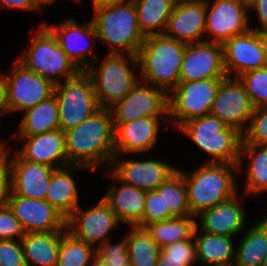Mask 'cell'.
Here are the masks:
<instances>
[{"instance_id": "obj_1", "label": "cell", "mask_w": 267, "mask_h": 266, "mask_svg": "<svg viewBox=\"0 0 267 266\" xmlns=\"http://www.w3.org/2000/svg\"><path fill=\"white\" fill-rule=\"evenodd\" d=\"M114 129L110 109L100 108L80 125L65 131L68 164L108 170L115 156Z\"/></svg>"}, {"instance_id": "obj_2", "label": "cell", "mask_w": 267, "mask_h": 266, "mask_svg": "<svg viewBox=\"0 0 267 266\" xmlns=\"http://www.w3.org/2000/svg\"><path fill=\"white\" fill-rule=\"evenodd\" d=\"M177 171L185 181L192 216H198L202 211L238 194L235 179L238 164L206 162L191 173L178 168Z\"/></svg>"}, {"instance_id": "obj_3", "label": "cell", "mask_w": 267, "mask_h": 266, "mask_svg": "<svg viewBox=\"0 0 267 266\" xmlns=\"http://www.w3.org/2000/svg\"><path fill=\"white\" fill-rule=\"evenodd\" d=\"M186 46L164 34L146 36L137 54L140 80L170 94L179 83Z\"/></svg>"}, {"instance_id": "obj_4", "label": "cell", "mask_w": 267, "mask_h": 266, "mask_svg": "<svg viewBox=\"0 0 267 266\" xmlns=\"http://www.w3.org/2000/svg\"><path fill=\"white\" fill-rule=\"evenodd\" d=\"M97 38L111 45L109 53L137 55L145 37L139 30L133 0L93 11Z\"/></svg>"}, {"instance_id": "obj_5", "label": "cell", "mask_w": 267, "mask_h": 266, "mask_svg": "<svg viewBox=\"0 0 267 266\" xmlns=\"http://www.w3.org/2000/svg\"><path fill=\"white\" fill-rule=\"evenodd\" d=\"M202 151L208 162L238 164L242 134L211 113L183 123L179 128Z\"/></svg>"}, {"instance_id": "obj_6", "label": "cell", "mask_w": 267, "mask_h": 266, "mask_svg": "<svg viewBox=\"0 0 267 266\" xmlns=\"http://www.w3.org/2000/svg\"><path fill=\"white\" fill-rule=\"evenodd\" d=\"M97 63L96 60L85 72L92 79L100 108H111L140 80L135 74V68H139L137 55L108 53L96 67Z\"/></svg>"}, {"instance_id": "obj_7", "label": "cell", "mask_w": 267, "mask_h": 266, "mask_svg": "<svg viewBox=\"0 0 267 266\" xmlns=\"http://www.w3.org/2000/svg\"><path fill=\"white\" fill-rule=\"evenodd\" d=\"M26 50L17 60L28 70L39 74L54 86L62 82L58 80V76L67 80L80 72L59 46L57 38L44 24H40Z\"/></svg>"}, {"instance_id": "obj_8", "label": "cell", "mask_w": 267, "mask_h": 266, "mask_svg": "<svg viewBox=\"0 0 267 266\" xmlns=\"http://www.w3.org/2000/svg\"><path fill=\"white\" fill-rule=\"evenodd\" d=\"M60 129L65 132L80 125L100 109L93 82L85 71L55 85Z\"/></svg>"}, {"instance_id": "obj_9", "label": "cell", "mask_w": 267, "mask_h": 266, "mask_svg": "<svg viewBox=\"0 0 267 266\" xmlns=\"http://www.w3.org/2000/svg\"><path fill=\"white\" fill-rule=\"evenodd\" d=\"M222 79L179 82L168 94V117L179 128L183 123L210 113Z\"/></svg>"}, {"instance_id": "obj_10", "label": "cell", "mask_w": 267, "mask_h": 266, "mask_svg": "<svg viewBox=\"0 0 267 266\" xmlns=\"http://www.w3.org/2000/svg\"><path fill=\"white\" fill-rule=\"evenodd\" d=\"M15 67L3 73L6 81L8 112L27 111L54 94V85L31 72L18 60Z\"/></svg>"}, {"instance_id": "obj_11", "label": "cell", "mask_w": 267, "mask_h": 266, "mask_svg": "<svg viewBox=\"0 0 267 266\" xmlns=\"http://www.w3.org/2000/svg\"><path fill=\"white\" fill-rule=\"evenodd\" d=\"M139 80L131 91L110 109L113 123H126L142 117L168 116V94L152 84Z\"/></svg>"}, {"instance_id": "obj_12", "label": "cell", "mask_w": 267, "mask_h": 266, "mask_svg": "<svg viewBox=\"0 0 267 266\" xmlns=\"http://www.w3.org/2000/svg\"><path fill=\"white\" fill-rule=\"evenodd\" d=\"M232 78L226 76L221 80L210 113L243 134L254 106L239 77Z\"/></svg>"}, {"instance_id": "obj_13", "label": "cell", "mask_w": 267, "mask_h": 266, "mask_svg": "<svg viewBox=\"0 0 267 266\" xmlns=\"http://www.w3.org/2000/svg\"><path fill=\"white\" fill-rule=\"evenodd\" d=\"M248 13L249 8L237 0H214L211 4L206 0L205 41L222 44L233 36L248 32L251 28Z\"/></svg>"}, {"instance_id": "obj_14", "label": "cell", "mask_w": 267, "mask_h": 266, "mask_svg": "<svg viewBox=\"0 0 267 266\" xmlns=\"http://www.w3.org/2000/svg\"><path fill=\"white\" fill-rule=\"evenodd\" d=\"M119 223L110 205L102 198L88 210H82L78 206L67 219V230L77 239L98 247L110 239L107 234Z\"/></svg>"}, {"instance_id": "obj_15", "label": "cell", "mask_w": 267, "mask_h": 266, "mask_svg": "<svg viewBox=\"0 0 267 266\" xmlns=\"http://www.w3.org/2000/svg\"><path fill=\"white\" fill-rule=\"evenodd\" d=\"M221 43L204 41L187 44L181 66L179 82L226 77Z\"/></svg>"}, {"instance_id": "obj_16", "label": "cell", "mask_w": 267, "mask_h": 266, "mask_svg": "<svg viewBox=\"0 0 267 266\" xmlns=\"http://www.w3.org/2000/svg\"><path fill=\"white\" fill-rule=\"evenodd\" d=\"M109 170L123 183L148 192L157 189L177 168L164 160H131L115 155Z\"/></svg>"}, {"instance_id": "obj_17", "label": "cell", "mask_w": 267, "mask_h": 266, "mask_svg": "<svg viewBox=\"0 0 267 266\" xmlns=\"http://www.w3.org/2000/svg\"><path fill=\"white\" fill-rule=\"evenodd\" d=\"M7 204L27 233L67 229V219L46 200L9 195Z\"/></svg>"}, {"instance_id": "obj_18", "label": "cell", "mask_w": 267, "mask_h": 266, "mask_svg": "<svg viewBox=\"0 0 267 266\" xmlns=\"http://www.w3.org/2000/svg\"><path fill=\"white\" fill-rule=\"evenodd\" d=\"M227 76L240 75L267 66V60L255 30L233 36L222 43Z\"/></svg>"}, {"instance_id": "obj_19", "label": "cell", "mask_w": 267, "mask_h": 266, "mask_svg": "<svg viewBox=\"0 0 267 266\" xmlns=\"http://www.w3.org/2000/svg\"><path fill=\"white\" fill-rule=\"evenodd\" d=\"M44 25L57 38L59 46L79 71H86L96 61L90 57L92 45H85L89 38L95 41L98 39L92 21L79 25L75 19L70 18L58 25Z\"/></svg>"}, {"instance_id": "obj_20", "label": "cell", "mask_w": 267, "mask_h": 266, "mask_svg": "<svg viewBox=\"0 0 267 266\" xmlns=\"http://www.w3.org/2000/svg\"><path fill=\"white\" fill-rule=\"evenodd\" d=\"M206 0H177L164 35L185 44L205 41Z\"/></svg>"}, {"instance_id": "obj_21", "label": "cell", "mask_w": 267, "mask_h": 266, "mask_svg": "<svg viewBox=\"0 0 267 266\" xmlns=\"http://www.w3.org/2000/svg\"><path fill=\"white\" fill-rule=\"evenodd\" d=\"M10 161V194L45 200L55 168L24 160L17 152Z\"/></svg>"}, {"instance_id": "obj_22", "label": "cell", "mask_w": 267, "mask_h": 266, "mask_svg": "<svg viewBox=\"0 0 267 266\" xmlns=\"http://www.w3.org/2000/svg\"><path fill=\"white\" fill-rule=\"evenodd\" d=\"M161 117H142L126 123H114L115 155L139 154L154 148Z\"/></svg>"}, {"instance_id": "obj_23", "label": "cell", "mask_w": 267, "mask_h": 266, "mask_svg": "<svg viewBox=\"0 0 267 266\" xmlns=\"http://www.w3.org/2000/svg\"><path fill=\"white\" fill-rule=\"evenodd\" d=\"M26 142L17 153L29 162L43 164L51 168L68 166L65 150V134L61 129L33 136H17Z\"/></svg>"}, {"instance_id": "obj_24", "label": "cell", "mask_w": 267, "mask_h": 266, "mask_svg": "<svg viewBox=\"0 0 267 266\" xmlns=\"http://www.w3.org/2000/svg\"><path fill=\"white\" fill-rule=\"evenodd\" d=\"M238 198L237 194L213 208L202 211L199 214L200 224L196 221V226L208 234L234 238L241 233L246 222L245 211Z\"/></svg>"}, {"instance_id": "obj_25", "label": "cell", "mask_w": 267, "mask_h": 266, "mask_svg": "<svg viewBox=\"0 0 267 266\" xmlns=\"http://www.w3.org/2000/svg\"><path fill=\"white\" fill-rule=\"evenodd\" d=\"M107 172L116 182H121V186H112L103 199L110 205L120 223L137 226L143 219L146 191L123 183L109 169Z\"/></svg>"}, {"instance_id": "obj_26", "label": "cell", "mask_w": 267, "mask_h": 266, "mask_svg": "<svg viewBox=\"0 0 267 266\" xmlns=\"http://www.w3.org/2000/svg\"><path fill=\"white\" fill-rule=\"evenodd\" d=\"M88 169L79 165H68L54 169L45 200L68 219L79 206L78 190L72 173L78 169ZM77 169V170H76ZM72 172V173H71Z\"/></svg>"}, {"instance_id": "obj_27", "label": "cell", "mask_w": 267, "mask_h": 266, "mask_svg": "<svg viewBox=\"0 0 267 266\" xmlns=\"http://www.w3.org/2000/svg\"><path fill=\"white\" fill-rule=\"evenodd\" d=\"M196 226L193 238L196 243V260L206 266H233L235 251L233 238L212 235L201 231Z\"/></svg>"}, {"instance_id": "obj_28", "label": "cell", "mask_w": 267, "mask_h": 266, "mask_svg": "<svg viewBox=\"0 0 267 266\" xmlns=\"http://www.w3.org/2000/svg\"><path fill=\"white\" fill-rule=\"evenodd\" d=\"M61 231L27 233L21 240L27 266H57Z\"/></svg>"}, {"instance_id": "obj_29", "label": "cell", "mask_w": 267, "mask_h": 266, "mask_svg": "<svg viewBox=\"0 0 267 266\" xmlns=\"http://www.w3.org/2000/svg\"><path fill=\"white\" fill-rule=\"evenodd\" d=\"M246 155L249 160L244 185V195L250 196L267 191V146L241 143L238 170L242 171V159Z\"/></svg>"}, {"instance_id": "obj_30", "label": "cell", "mask_w": 267, "mask_h": 266, "mask_svg": "<svg viewBox=\"0 0 267 266\" xmlns=\"http://www.w3.org/2000/svg\"><path fill=\"white\" fill-rule=\"evenodd\" d=\"M60 129L59 107L55 95L24 112L16 136H33Z\"/></svg>"}, {"instance_id": "obj_31", "label": "cell", "mask_w": 267, "mask_h": 266, "mask_svg": "<svg viewBox=\"0 0 267 266\" xmlns=\"http://www.w3.org/2000/svg\"><path fill=\"white\" fill-rule=\"evenodd\" d=\"M144 37L163 34L177 0H133Z\"/></svg>"}, {"instance_id": "obj_32", "label": "cell", "mask_w": 267, "mask_h": 266, "mask_svg": "<svg viewBox=\"0 0 267 266\" xmlns=\"http://www.w3.org/2000/svg\"><path fill=\"white\" fill-rule=\"evenodd\" d=\"M235 250L233 266H262L267 255V216L247 230Z\"/></svg>"}, {"instance_id": "obj_33", "label": "cell", "mask_w": 267, "mask_h": 266, "mask_svg": "<svg viewBox=\"0 0 267 266\" xmlns=\"http://www.w3.org/2000/svg\"><path fill=\"white\" fill-rule=\"evenodd\" d=\"M194 216L174 217L155 222L145 227L154 242L160 247L189 239L196 227Z\"/></svg>"}, {"instance_id": "obj_34", "label": "cell", "mask_w": 267, "mask_h": 266, "mask_svg": "<svg viewBox=\"0 0 267 266\" xmlns=\"http://www.w3.org/2000/svg\"><path fill=\"white\" fill-rule=\"evenodd\" d=\"M126 236L130 266H156L160 247L145 228L131 226Z\"/></svg>"}, {"instance_id": "obj_35", "label": "cell", "mask_w": 267, "mask_h": 266, "mask_svg": "<svg viewBox=\"0 0 267 266\" xmlns=\"http://www.w3.org/2000/svg\"><path fill=\"white\" fill-rule=\"evenodd\" d=\"M155 191L162 196L164 212L174 217L192 216L188 206L187 188L183 176L176 171Z\"/></svg>"}, {"instance_id": "obj_36", "label": "cell", "mask_w": 267, "mask_h": 266, "mask_svg": "<svg viewBox=\"0 0 267 266\" xmlns=\"http://www.w3.org/2000/svg\"><path fill=\"white\" fill-rule=\"evenodd\" d=\"M95 258V247L77 239L67 229L61 231L57 266H90Z\"/></svg>"}, {"instance_id": "obj_37", "label": "cell", "mask_w": 267, "mask_h": 266, "mask_svg": "<svg viewBox=\"0 0 267 266\" xmlns=\"http://www.w3.org/2000/svg\"><path fill=\"white\" fill-rule=\"evenodd\" d=\"M196 243L193 235L160 249L156 266H192L196 262Z\"/></svg>"}, {"instance_id": "obj_38", "label": "cell", "mask_w": 267, "mask_h": 266, "mask_svg": "<svg viewBox=\"0 0 267 266\" xmlns=\"http://www.w3.org/2000/svg\"><path fill=\"white\" fill-rule=\"evenodd\" d=\"M254 108L267 106V66L239 76Z\"/></svg>"}, {"instance_id": "obj_39", "label": "cell", "mask_w": 267, "mask_h": 266, "mask_svg": "<svg viewBox=\"0 0 267 266\" xmlns=\"http://www.w3.org/2000/svg\"><path fill=\"white\" fill-rule=\"evenodd\" d=\"M96 258L106 266H130L126 236L119 243L112 244L108 239L95 248Z\"/></svg>"}, {"instance_id": "obj_40", "label": "cell", "mask_w": 267, "mask_h": 266, "mask_svg": "<svg viewBox=\"0 0 267 266\" xmlns=\"http://www.w3.org/2000/svg\"><path fill=\"white\" fill-rule=\"evenodd\" d=\"M241 143L267 146V106L254 108Z\"/></svg>"}, {"instance_id": "obj_41", "label": "cell", "mask_w": 267, "mask_h": 266, "mask_svg": "<svg viewBox=\"0 0 267 266\" xmlns=\"http://www.w3.org/2000/svg\"><path fill=\"white\" fill-rule=\"evenodd\" d=\"M173 218L169 212H164L162 196L155 190L146 192L145 209L142 221L137 225L145 228L147 225Z\"/></svg>"}, {"instance_id": "obj_42", "label": "cell", "mask_w": 267, "mask_h": 266, "mask_svg": "<svg viewBox=\"0 0 267 266\" xmlns=\"http://www.w3.org/2000/svg\"><path fill=\"white\" fill-rule=\"evenodd\" d=\"M27 232L18 219L14 216L13 211L5 204L0 206V240H18L21 241ZM16 238V239H15Z\"/></svg>"}, {"instance_id": "obj_43", "label": "cell", "mask_w": 267, "mask_h": 266, "mask_svg": "<svg viewBox=\"0 0 267 266\" xmlns=\"http://www.w3.org/2000/svg\"><path fill=\"white\" fill-rule=\"evenodd\" d=\"M0 266H27L21 241L0 240Z\"/></svg>"}, {"instance_id": "obj_44", "label": "cell", "mask_w": 267, "mask_h": 266, "mask_svg": "<svg viewBox=\"0 0 267 266\" xmlns=\"http://www.w3.org/2000/svg\"><path fill=\"white\" fill-rule=\"evenodd\" d=\"M10 191V161H0V206L7 204Z\"/></svg>"}, {"instance_id": "obj_45", "label": "cell", "mask_w": 267, "mask_h": 266, "mask_svg": "<svg viewBox=\"0 0 267 266\" xmlns=\"http://www.w3.org/2000/svg\"><path fill=\"white\" fill-rule=\"evenodd\" d=\"M0 4L5 9L39 11L31 0H0Z\"/></svg>"}, {"instance_id": "obj_46", "label": "cell", "mask_w": 267, "mask_h": 266, "mask_svg": "<svg viewBox=\"0 0 267 266\" xmlns=\"http://www.w3.org/2000/svg\"><path fill=\"white\" fill-rule=\"evenodd\" d=\"M249 10L256 11L261 25V28L259 29H267V0H255L249 7Z\"/></svg>"}, {"instance_id": "obj_47", "label": "cell", "mask_w": 267, "mask_h": 266, "mask_svg": "<svg viewBox=\"0 0 267 266\" xmlns=\"http://www.w3.org/2000/svg\"><path fill=\"white\" fill-rule=\"evenodd\" d=\"M0 111L8 112L6 81L2 73H0Z\"/></svg>"}, {"instance_id": "obj_48", "label": "cell", "mask_w": 267, "mask_h": 266, "mask_svg": "<svg viewBox=\"0 0 267 266\" xmlns=\"http://www.w3.org/2000/svg\"><path fill=\"white\" fill-rule=\"evenodd\" d=\"M129 0H92L93 2V11L96 9H101L107 6H112L115 4H120Z\"/></svg>"}, {"instance_id": "obj_49", "label": "cell", "mask_w": 267, "mask_h": 266, "mask_svg": "<svg viewBox=\"0 0 267 266\" xmlns=\"http://www.w3.org/2000/svg\"><path fill=\"white\" fill-rule=\"evenodd\" d=\"M250 29L256 31L261 47L264 51V54L267 60V29H258V28H255V29L250 28Z\"/></svg>"}, {"instance_id": "obj_50", "label": "cell", "mask_w": 267, "mask_h": 266, "mask_svg": "<svg viewBox=\"0 0 267 266\" xmlns=\"http://www.w3.org/2000/svg\"><path fill=\"white\" fill-rule=\"evenodd\" d=\"M5 145V142H0V161H9L10 156H12L9 152V148Z\"/></svg>"}, {"instance_id": "obj_51", "label": "cell", "mask_w": 267, "mask_h": 266, "mask_svg": "<svg viewBox=\"0 0 267 266\" xmlns=\"http://www.w3.org/2000/svg\"><path fill=\"white\" fill-rule=\"evenodd\" d=\"M34 6L40 11L44 5H50L55 0H31Z\"/></svg>"}, {"instance_id": "obj_52", "label": "cell", "mask_w": 267, "mask_h": 266, "mask_svg": "<svg viewBox=\"0 0 267 266\" xmlns=\"http://www.w3.org/2000/svg\"><path fill=\"white\" fill-rule=\"evenodd\" d=\"M237 1L248 8L255 2V0H237Z\"/></svg>"}, {"instance_id": "obj_53", "label": "cell", "mask_w": 267, "mask_h": 266, "mask_svg": "<svg viewBox=\"0 0 267 266\" xmlns=\"http://www.w3.org/2000/svg\"><path fill=\"white\" fill-rule=\"evenodd\" d=\"M90 266H106L102 261L98 260L97 258H95Z\"/></svg>"}, {"instance_id": "obj_54", "label": "cell", "mask_w": 267, "mask_h": 266, "mask_svg": "<svg viewBox=\"0 0 267 266\" xmlns=\"http://www.w3.org/2000/svg\"><path fill=\"white\" fill-rule=\"evenodd\" d=\"M262 266H267V255L265 256V259L263 260Z\"/></svg>"}, {"instance_id": "obj_55", "label": "cell", "mask_w": 267, "mask_h": 266, "mask_svg": "<svg viewBox=\"0 0 267 266\" xmlns=\"http://www.w3.org/2000/svg\"><path fill=\"white\" fill-rule=\"evenodd\" d=\"M7 114L8 112H2V111H0V117H1V115H3V114Z\"/></svg>"}]
</instances>
